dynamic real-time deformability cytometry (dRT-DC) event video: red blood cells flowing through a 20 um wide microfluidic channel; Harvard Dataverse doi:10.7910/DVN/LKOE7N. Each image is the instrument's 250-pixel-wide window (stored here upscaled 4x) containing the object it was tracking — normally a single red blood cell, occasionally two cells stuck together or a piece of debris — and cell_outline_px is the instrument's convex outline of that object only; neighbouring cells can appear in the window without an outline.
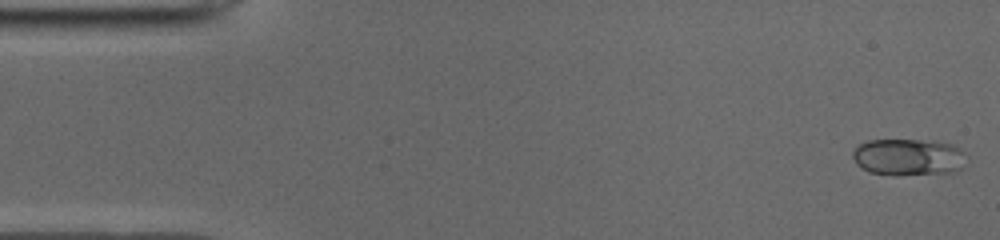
{"species": "common noctule bat (a hibernating species)", "species_latin": "Nyctalus noctula", "temperature_condition": "cold", "stored_images_in_passage": 44, "camera_frame_rate_fps": 3000, "um_per_image_px": 0.085, "animal": {"sex": "male", "body_mass_g": 19.0, "forearm_length_mm": 50.8}, "frame": {"image": 1, "passage_image": 1, "time_ms": 0.0, "image_size_px": [1000, 240], "cell_outline_px": [[968, 156], [960, 168], [956, 172], [896, 176], [892, 176], [868, 172], [860, 168], [856, 164], [852, 156], [852, 152], [860, 144], [868, 140], [916, 140], [952, 144], [960, 148]], "centroid_in_image_um": [77.2, 13.38], "position_along_channel_um": 7.8, "area_um2": 24.74}}
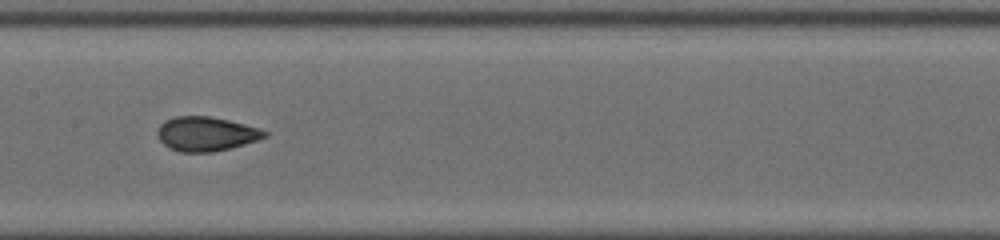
{"frame": {"image": 2, "passage_image": 24, "time_ms": 7.667, "image_size_px": [1000, 240], "cell_outline_px": [[268, 136], [244, 144], [212, 152], [180, 152], [168, 148], [160, 140], [156, 132], [160, 124], [164, 120], [176, 116], [208, 116], [228, 120], [260, 128], [268, 132]], "centroid_in_image_um": [17.49, 11.37], "position_along_channel_um": 189.9, "area_um2": 21.39}}
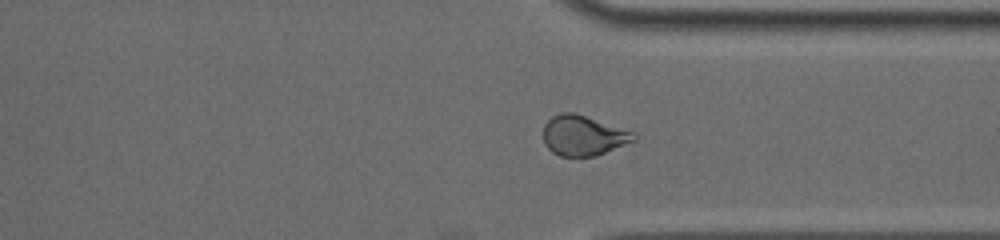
{"frame": {"image": 3, "passage_image": 37, "time_ms": 12.0, "image_size_px": [1000, 240], "cell_outline_px": [[636, 140], [596, 156], [560, 156], [552, 152], [544, 144], [544, 124], [552, 116], [560, 112], [572, 112], [636, 132]], "centroid_in_image_um": [49.58, 11.52], "position_along_channel_um": 361.8, "area_um2": 21.15}, "authors_computed_cell_mechanics": {"area_um2": 21.5594, "velocity_mm_per_s": 3.9615, "shape_relaxation_time_tau1_ms": 5.1444, "shape_relaxation_time_tau2_ms": 1.5197, "deformation_change_tau1": 0.1263, "deformation_change_tau2": 0.0596}}